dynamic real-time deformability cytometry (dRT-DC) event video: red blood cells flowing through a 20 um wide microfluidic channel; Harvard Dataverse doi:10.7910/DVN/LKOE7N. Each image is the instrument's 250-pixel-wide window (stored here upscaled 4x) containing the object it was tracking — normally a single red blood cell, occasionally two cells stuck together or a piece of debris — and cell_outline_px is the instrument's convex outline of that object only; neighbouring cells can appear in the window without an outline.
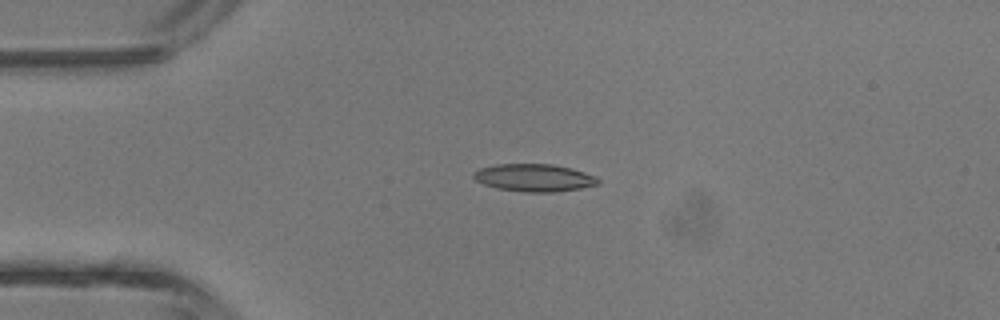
{"species": "common noctule bat (a hibernating species)", "species_latin": "Nyctalus noctula", "temperature_condition": "room temperature", "stored_images_in_passage": 4, "camera_frame_rate_fps": 3000, "um_per_image_px": 0.085, "animal": {"sex": "male", "body_mass_g": 13.3}, "frame": {"image": 1, "passage_image": 3, "time_ms": 3.0, "image_size_px": [1000, 320], "cell_outline_px": [[600, 184], [580, 188], [552, 192], [524, 192], [496, 188], [484, 184], [476, 180], [472, 176], [472, 172], [480, 168], [496, 164], [552, 164], [572, 168], [596, 176], [600, 180]], "centroid_in_image_um": [45.4, 15.1], "position_along_channel_um": 39.6, "area_um2": 20.06}}
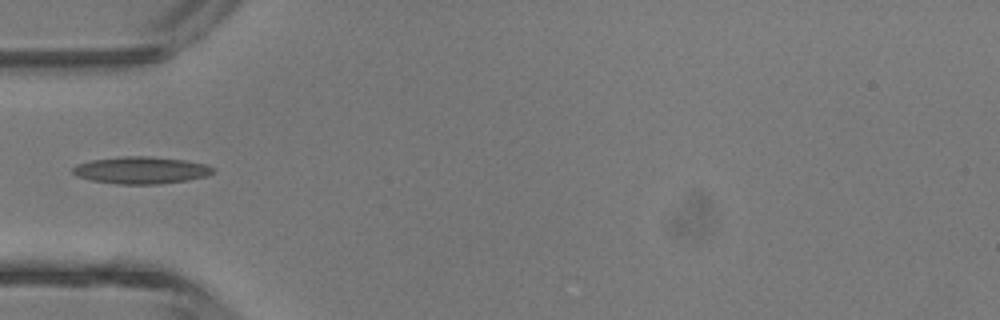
{"frame": {"image": 2, "passage_image": 4, "time_ms": 4.333, "image_size_px": [1000, 320], "cell_outline_px": [[216, 168], [208, 176], [188, 180], [160, 184], [116, 184], [92, 180], [76, 176], [72, 172], [72, 168], [76, 164], [92, 160], [120, 156], [148, 156], [184, 160], [204, 164]], "centroid_in_image_um": [11.98, 14.47], "position_along_channel_um": 73.0, "area_um2": 22.2}}